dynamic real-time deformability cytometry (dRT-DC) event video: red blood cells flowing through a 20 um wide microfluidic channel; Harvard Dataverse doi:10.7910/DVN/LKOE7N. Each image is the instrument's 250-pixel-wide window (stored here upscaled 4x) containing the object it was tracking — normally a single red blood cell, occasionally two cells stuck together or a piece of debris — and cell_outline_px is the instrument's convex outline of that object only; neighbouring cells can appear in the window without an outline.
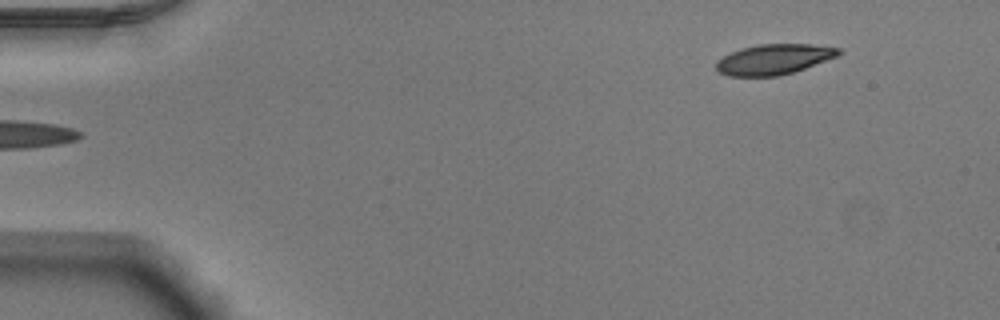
{"species": "Egyptian fruit bat (a non-hibernating species)", "species_latin": "Rousettus aegyptiacus", "temperature_condition": "warm", "stored_images_in_passage": 47, "camera_frame_rate_fps": 3000, "um_per_image_px": 0.085, "animal": {"sex": "male"}, "frame": {"image": 1, "passage_image": 1, "time_ms": 0.0, "image_size_px": [1000, 320], "cell_outline_px": [[844, 52], [836, 56], [804, 68], [780, 76], [728, 76], [720, 72], [716, 68], [716, 60], [732, 52], [756, 44], [812, 44], [840, 48]], "centroid_in_image_um": [65.78, 5.04], "position_along_channel_um": 19.2, "area_um2": 21.44}}
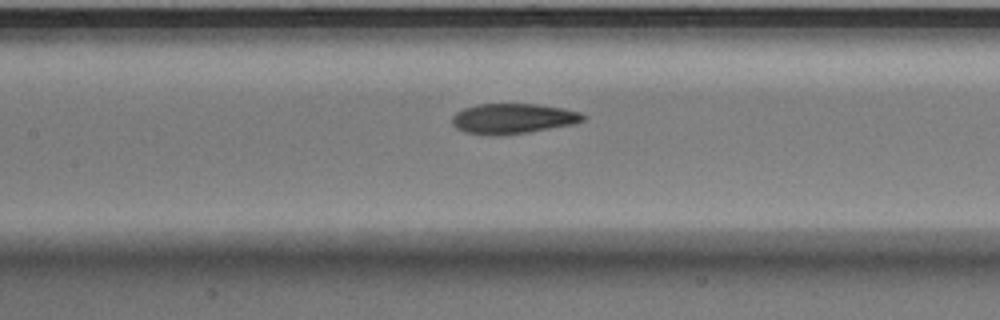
{"frame": {"image": 2, "passage_image": 20, "time_ms": 6.333, "image_size_px": [1000, 320], "cell_outline_px": [[584, 120], [572, 124], [528, 132], [500, 136], [488, 136], [464, 132], [456, 128], [452, 124], [452, 116], [456, 112], [464, 108], [476, 104], [536, 104], [564, 108], [580, 112], [584, 116]], "centroid_in_image_um": [43.54, 10.09], "position_along_channel_um": 163.9, "area_um2": 23.18}}
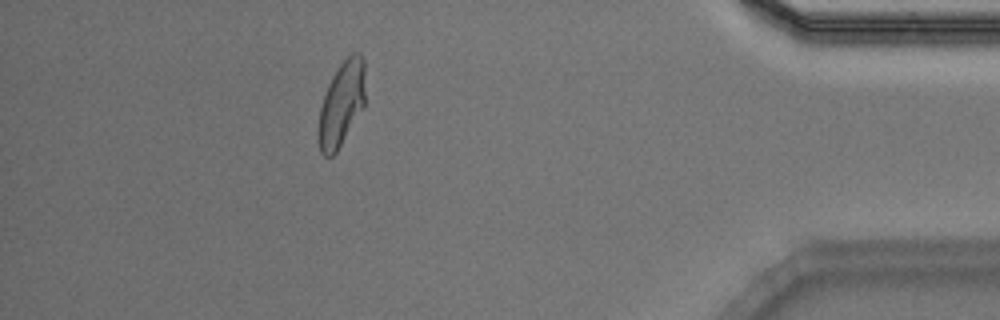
{"frame": {"image": 3, "passage_image": 42, "time_ms": 13.667, "image_size_px": [1000, 320], "cell_outline_px": [[364, 104], [336, 152], [332, 156], [324, 156], [320, 152], [316, 140], [316, 128], [320, 108], [328, 84], [332, 76], [340, 64], [352, 52], [360, 52], [364, 60]], "centroid_in_image_um": [28.98, 8.84], "position_along_channel_um": 406.2, "area_um2": 23.06}, "authors_computed_cell_mechanics": {"area_um2": 23.2356, "velocity_mm_per_s": 3.9101, "shape_relaxation_time_tau1_ms": 5.4868, "shape_relaxation_time_tau2_ms": 1.5629, "deformation_change_tau1": 0.1904, "deformation_change_tau2": 0.0703}}